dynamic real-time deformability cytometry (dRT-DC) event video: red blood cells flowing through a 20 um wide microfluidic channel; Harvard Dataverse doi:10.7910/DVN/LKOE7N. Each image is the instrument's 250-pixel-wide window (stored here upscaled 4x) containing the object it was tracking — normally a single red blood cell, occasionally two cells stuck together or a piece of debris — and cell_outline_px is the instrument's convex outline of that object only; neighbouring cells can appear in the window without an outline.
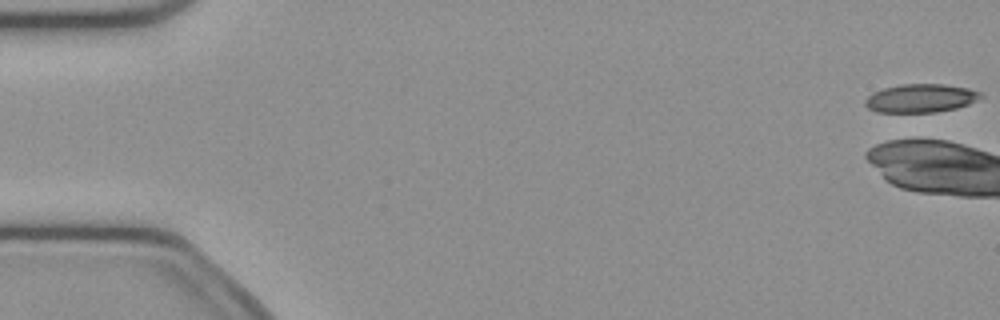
{"species": "common noctule bat (a hibernating species)", "species_latin": "Nyctalus noctula", "temperature_condition": "cold", "stored_images_in_passage": 3, "camera_frame_rate_fps": 3000, "um_per_image_px": 0.085, "animal": {"sex": "female", "body_mass_g": 21.9}, "frame": {"image": 1, "passage_image": 1, "time_ms": 0.0, "image_size_px": [1000, 320], "cell_outline_px": [[984, 96], [968, 104], [956, 108], [936, 112], [876, 112], [868, 108], [864, 104], [864, 100], [872, 92], [884, 88], [900, 84], [944, 84], [968, 88], [980, 92]], "centroid_in_image_um": [78.24, 8.34], "position_along_channel_um": 6.8, "area_um2": 19.19}}